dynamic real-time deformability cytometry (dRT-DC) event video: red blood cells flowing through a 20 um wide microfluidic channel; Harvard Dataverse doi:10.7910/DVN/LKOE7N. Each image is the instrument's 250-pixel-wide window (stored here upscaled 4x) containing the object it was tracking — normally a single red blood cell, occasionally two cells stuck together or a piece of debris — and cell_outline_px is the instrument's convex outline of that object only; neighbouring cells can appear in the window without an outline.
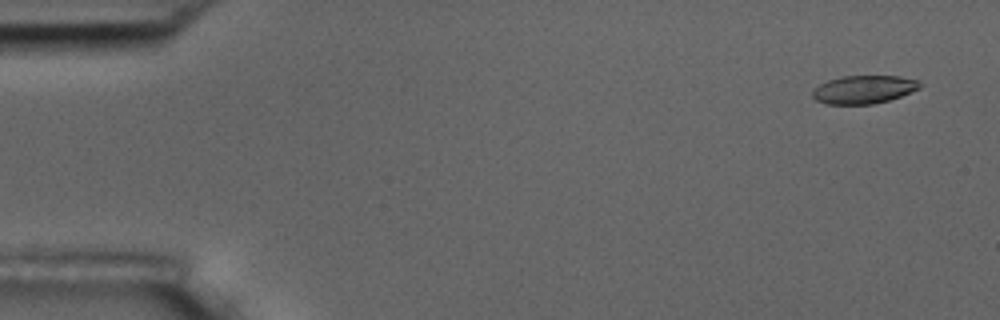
{"species": "common noctule bat (a hibernating species)", "species_latin": "Nyctalus noctula", "temperature_condition": "room temperature", "stored_images_in_passage": 5, "camera_frame_rate_fps": 3000, "um_per_image_px": 0.085, "animal": {"sex": "male", "body_mass_g": 17.5, "forearm_length_mm": 52.3}, "frame": {"image": 1, "passage_image": 1, "time_ms": 0.0, "image_size_px": [1000, 320], "cell_outline_px": [[920, 88], [900, 96], [888, 100], [872, 104], [828, 104], [816, 100], [812, 96], [812, 92], [820, 84], [828, 80], [844, 76], [900, 76], [916, 80], [920, 84]], "centroid_in_image_um": [73.4, 7.6], "position_along_channel_um": 11.6, "area_um2": 17.34}}